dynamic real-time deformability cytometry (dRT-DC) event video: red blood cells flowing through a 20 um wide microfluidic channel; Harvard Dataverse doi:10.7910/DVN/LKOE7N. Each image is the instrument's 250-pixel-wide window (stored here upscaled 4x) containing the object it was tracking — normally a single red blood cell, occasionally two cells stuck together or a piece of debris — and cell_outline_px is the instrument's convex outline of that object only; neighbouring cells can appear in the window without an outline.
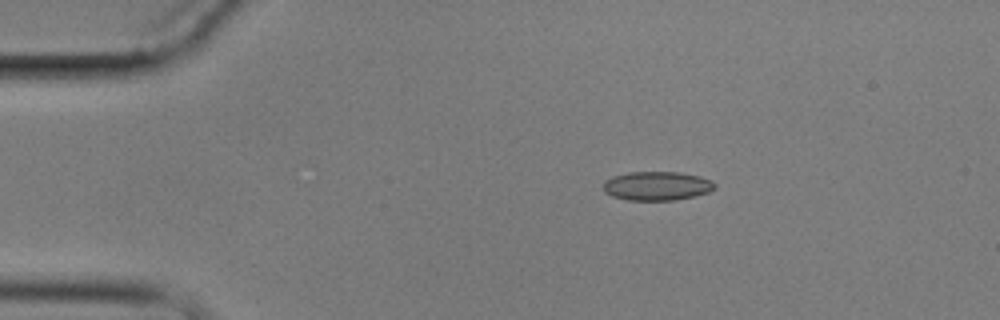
{"species": "common noctule bat (a hibernating species)", "species_latin": "Nyctalus noctula", "temperature_condition": "cold", "stored_images_in_passage": 7, "camera_frame_rate_fps": 3000, "um_per_image_px": 0.085, "animal": {"sex": "male", "body_mass_g": 17.9}, "frame": {"image": 1, "passage_image": 3, "time_ms": 3.333, "image_size_px": [1000, 320], "cell_outline_px": [[716, 188], [708, 192], [696, 196], [676, 200], [628, 200], [612, 196], [604, 192], [604, 180], [612, 176], [628, 172], [680, 172], [700, 176], [712, 180], [716, 184]], "centroid_in_image_um": [55.86, 15.8], "position_along_channel_um": 29.1, "area_um2": 19.02}}
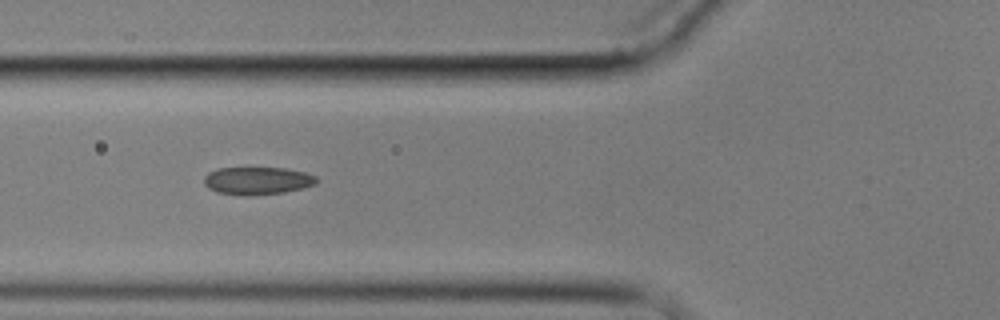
{"frame": {"image": 2, "passage_image": 6, "time_ms": 7.0, "image_size_px": [1000, 320], "cell_outline_px": [[316, 184], [284, 192], [252, 196], [240, 196], [216, 192], [208, 188], [204, 184], [204, 176], [208, 172], [216, 168], [284, 168], [304, 172], [316, 176]], "centroid_in_image_um": [21.81, 15.37], "position_along_channel_um": 104.0, "area_um2": 18.26}}
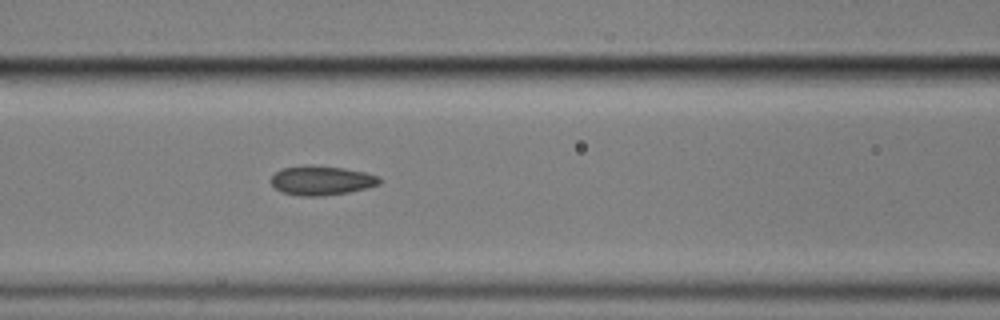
{"frame": {"image": 3, "passage_image": 7, "time_ms": 8.0, "image_size_px": [1000, 320], "cell_outline_px": [[380, 184], [368, 188], [348, 192], [316, 196], [300, 196], [284, 192], [276, 188], [272, 184], [272, 176], [276, 172], [284, 168], [344, 168], [364, 172], [380, 176]], "centroid_in_image_um": [27.4, 15.38], "position_along_channel_um": 139.2, "area_um2": 17.51}}